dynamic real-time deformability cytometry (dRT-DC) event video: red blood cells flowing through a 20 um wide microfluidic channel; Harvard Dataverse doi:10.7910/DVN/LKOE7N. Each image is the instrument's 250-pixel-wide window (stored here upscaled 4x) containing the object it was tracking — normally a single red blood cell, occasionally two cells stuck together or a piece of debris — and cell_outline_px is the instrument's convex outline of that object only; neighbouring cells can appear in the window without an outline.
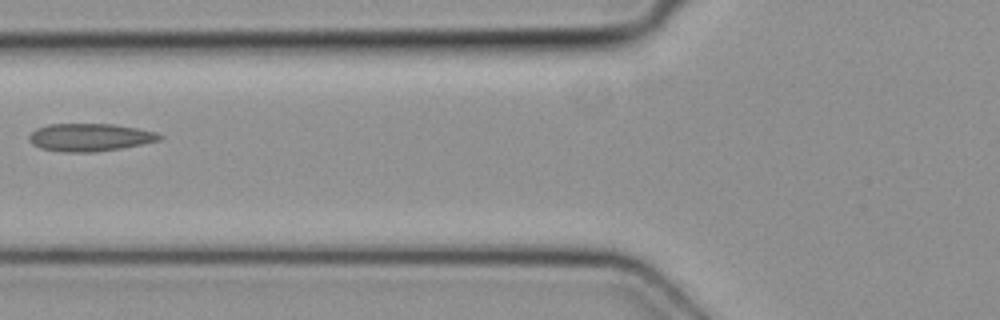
{"species": "common noctule bat (a hibernating species)", "species_latin": "Nyctalus noctula", "temperature_condition": "cold", "stored_images_in_passage": 4, "camera_frame_rate_fps": 3000, "um_per_image_px": 0.085, "animal": {"sex": "female", "body_mass_g": 19.3, "forearm_length_mm": 54.1}, "frame": {"image": 1, "passage_image": 3, "time_ms": 0.667, "image_size_px": [1000, 320], "cell_outline_px": [[164, 136], [160, 140], [120, 148], [92, 152], [60, 152], [40, 148], [32, 144], [28, 140], [28, 136], [36, 128], [48, 124], [112, 124], [136, 128], [156, 132]], "centroid_in_image_um": [7.59, 11.67], "position_along_channel_um": 118.2, "area_um2": 21.04}}
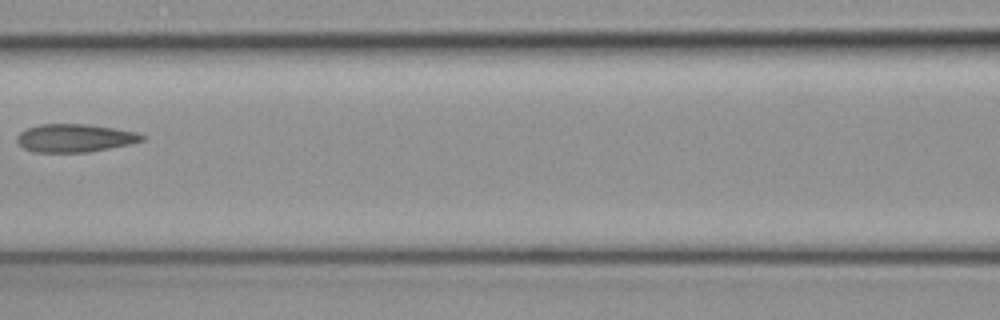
{"frame": {"image": 2, "passage_image": 4, "time_ms": 1.0, "image_size_px": [1000, 320], "cell_outline_px": [[144, 140], [128, 144], [88, 152], [32, 152], [24, 148], [16, 140], [16, 136], [20, 132], [28, 128], [40, 124], [88, 124], [136, 132], [144, 136]], "centroid_in_image_um": [6.31, 11.73], "position_along_channel_um": 160.3, "area_um2": 20.23}}